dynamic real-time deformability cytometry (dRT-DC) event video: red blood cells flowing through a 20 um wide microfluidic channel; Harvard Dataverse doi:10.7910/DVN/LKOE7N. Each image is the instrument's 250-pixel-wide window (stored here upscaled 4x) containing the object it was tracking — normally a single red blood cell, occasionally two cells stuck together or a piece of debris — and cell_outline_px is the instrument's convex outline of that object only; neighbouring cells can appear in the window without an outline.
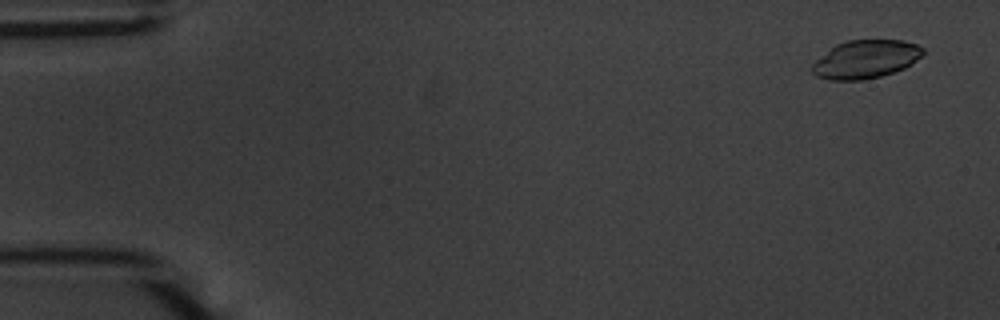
{"species": "common noctule bat (a hibernating species)", "species_latin": "Nyctalus noctula", "temperature_condition": "warm", "stored_images_in_passage": 12, "camera_frame_rate_fps": 3000, "um_per_image_px": 0.085, "animal": {"sex": "male", "body_mass_g": 20.1, "forearm_length_mm": 53.5}, "frame": {"image": 1, "passage_image": 3, "time_ms": 0.667, "image_size_px": [1000, 320], "cell_outline_px": [[924, 52], [916, 60], [904, 68], [880, 76], [864, 80], [828, 80], [816, 76], [812, 72], [812, 64], [816, 60], [836, 44], [848, 40], [900, 40], [916, 44], [924, 48]], "centroid_in_image_um": [73.56, 5.04], "position_along_channel_um": 11.4, "area_um2": 24.51}}